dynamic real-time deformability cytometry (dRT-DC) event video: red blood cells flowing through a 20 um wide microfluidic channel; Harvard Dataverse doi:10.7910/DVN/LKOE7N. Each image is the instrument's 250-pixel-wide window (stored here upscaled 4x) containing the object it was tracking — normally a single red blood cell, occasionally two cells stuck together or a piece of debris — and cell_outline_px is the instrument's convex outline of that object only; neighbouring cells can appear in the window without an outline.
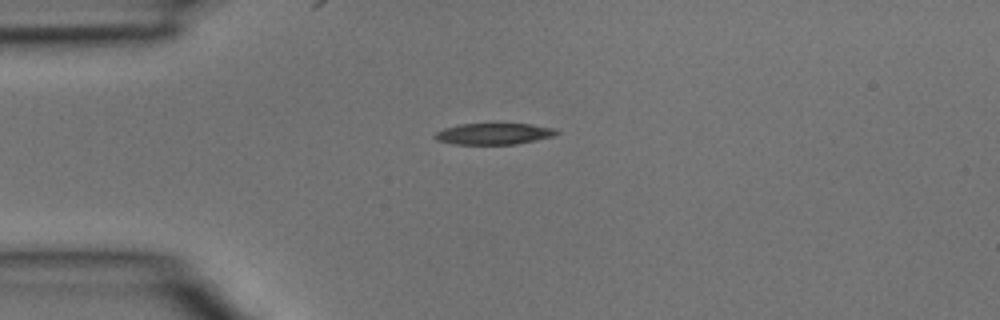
{"species": "common noctule bat (a hibernating species)", "species_latin": "Nyctalus noctula", "temperature_condition": "room temperature", "stored_images_in_passage": 2, "camera_frame_rate_fps": 3000, "um_per_image_px": 0.085, "animal": {"sex": "male", "body_mass_g": 15.6}, "frame": {"image": 1, "passage_image": 2, "time_ms": 0.333, "image_size_px": [1000, 320], "cell_outline_px": [[560, 132], [556, 136], [516, 144], [456, 144], [436, 140], [432, 136], [436, 132], [444, 128], [460, 124], [532, 124], [556, 128]], "centroid_in_image_um": [42.01, 11.37], "position_along_channel_um": 43.0, "area_um2": 15.2}}